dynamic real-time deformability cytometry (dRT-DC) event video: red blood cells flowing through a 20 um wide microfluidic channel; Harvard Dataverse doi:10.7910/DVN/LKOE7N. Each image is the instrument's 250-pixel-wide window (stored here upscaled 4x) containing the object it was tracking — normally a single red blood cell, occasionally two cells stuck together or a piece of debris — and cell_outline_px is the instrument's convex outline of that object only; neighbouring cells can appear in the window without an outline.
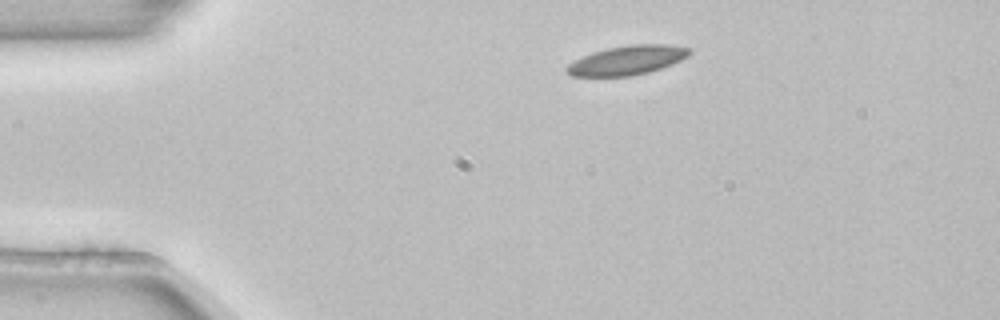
{"species": "common noctule bat (a hibernating species)", "species_latin": "Nyctalus noctula", "temperature_condition": "room temperature", "stored_images_in_passage": 2, "camera_frame_rate_fps": 3000, "um_per_image_px": 0.085, "animal": {"sex": "female", "body_mass_g": 22.7, "forearm_length_mm": 54.2}, "frame": {"image": 1, "passage_image": 1, "time_ms": 0.0, "image_size_px": [1000, 320], "cell_outline_px": [[692, 52], [688, 56], [672, 64], [648, 72], [632, 76], [572, 76], [564, 72], [564, 68], [568, 64], [592, 52], [608, 48], [632, 44], [668, 44], [692, 48]], "centroid_in_image_um": [53.32, 5.12], "position_along_channel_um": 31.7, "area_um2": 20.92}}